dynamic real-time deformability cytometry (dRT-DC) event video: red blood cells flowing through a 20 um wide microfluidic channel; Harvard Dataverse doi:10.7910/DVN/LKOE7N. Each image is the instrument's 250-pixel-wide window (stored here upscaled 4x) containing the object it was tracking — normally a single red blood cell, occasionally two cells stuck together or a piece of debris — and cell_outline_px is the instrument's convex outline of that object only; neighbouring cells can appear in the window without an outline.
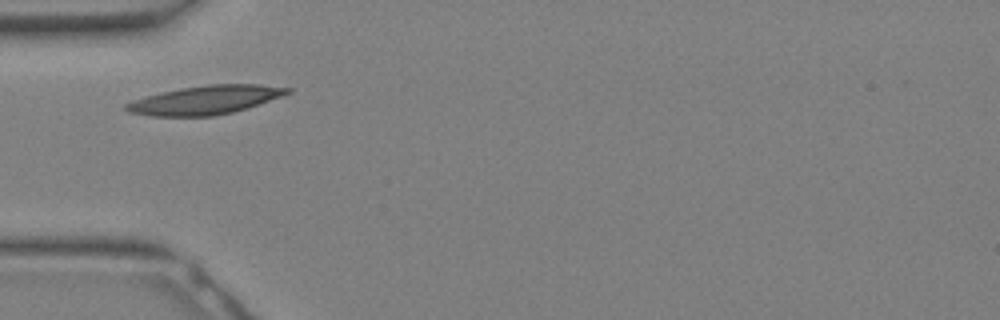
{"species": "Egyptian fruit bat (a non-hibernating species)", "species_latin": "Rousettus aegyptiacus", "temperature_condition": "warm", "stored_images_in_passage": 14, "camera_frame_rate_fps": 3000, "um_per_image_px": 0.085, "animal": {"sex": "female"}, "frame": {"image": 1, "passage_image": 1, "time_ms": 0.0, "image_size_px": [1000, 320], "cell_outline_px": [[292, 92], [284, 96], [248, 108], [232, 112], [212, 116], [152, 116], [128, 112], [124, 108], [124, 104], [132, 100], [144, 96], [160, 92], [180, 88], [208, 84], [260, 84], [292, 88]], "centroid_in_image_um": [17.46, 8.49], "position_along_channel_um": 67.5, "area_um2": 27.28}}
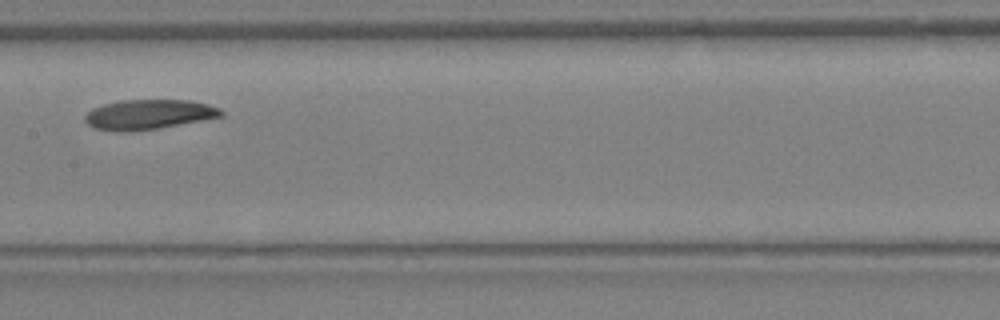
{"frame": {"image": 2, "passage_image": 7, "time_ms": 2.0, "image_size_px": [1000, 320], "cell_outline_px": [[224, 116], [156, 128], [128, 132], [116, 132], [96, 128], [88, 124], [84, 120], [84, 116], [92, 108], [104, 104], [120, 100], [188, 100], [208, 104], [220, 108], [224, 112]], "centroid_in_image_um": [12.62, 9.72], "position_along_channel_um": 194.8, "area_um2": 23.58}}
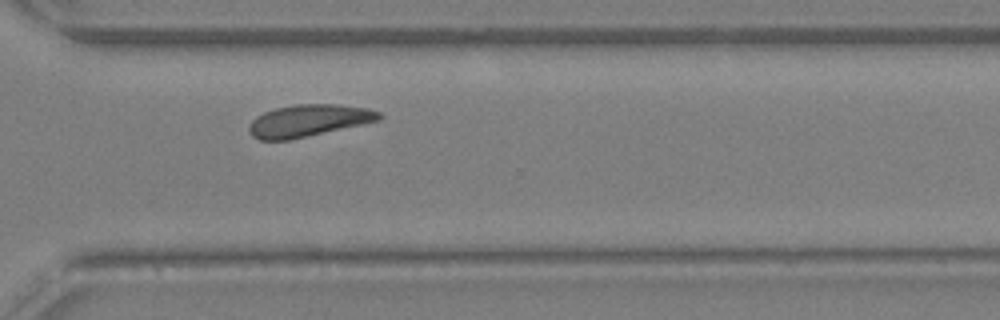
{"frame": {"image": 3, "passage_image": 14, "time_ms": 4.333, "image_size_px": [1000, 320], "cell_outline_px": [[384, 116], [380, 120], [288, 140], [260, 140], [252, 136], [248, 132], [248, 124], [256, 116], [264, 112], [276, 108], [296, 104], [336, 104], [368, 108], [380, 112]], "centroid_in_image_um": [26.2, 10.24], "position_along_channel_um": 344.4, "area_um2": 24.22}}